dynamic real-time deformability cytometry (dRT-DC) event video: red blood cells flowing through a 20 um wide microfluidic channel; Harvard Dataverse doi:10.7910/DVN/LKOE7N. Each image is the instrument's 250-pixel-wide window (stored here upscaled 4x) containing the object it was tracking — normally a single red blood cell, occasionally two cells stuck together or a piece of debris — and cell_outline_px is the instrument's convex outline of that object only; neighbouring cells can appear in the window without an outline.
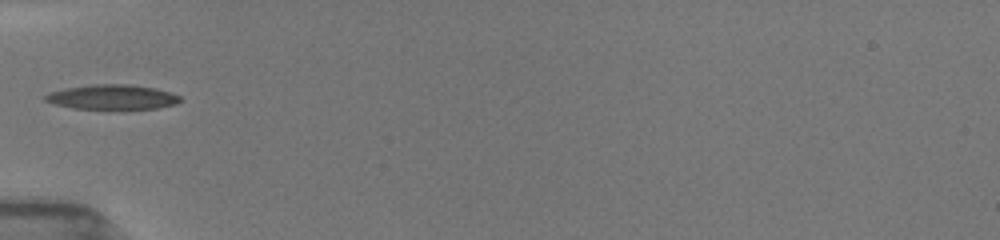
{"species": "common noctule bat (a hibernating species)", "species_latin": "Nyctalus noctula", "temperature_condition": "room temperature", "stored_images_in_passage": 15, "camera_frame_rate_fps": 3000, "um_per_image_px": 0.085, "animal": {"sex": "female", "body_mass_g": 19.5, "forearm_length_mm": 54.1}, "frame": {"image": 1, "passage_image": 1, "time_ms": 0.0, "image_size_px": [1000, 240], "cell_outline_px": [[180, 100], [176, 104], [156, 108], [108, 112], [72, 108], [56, 104], [44, 100], [44, 96], [52, 92], [64, 88], [92, 84], [132, 84], [156, 88], [180, 96]], "centroid_in_image_um": [9.54, 8.29], "position_along_channel_um": 75.5, "area_um2": 20.35}}
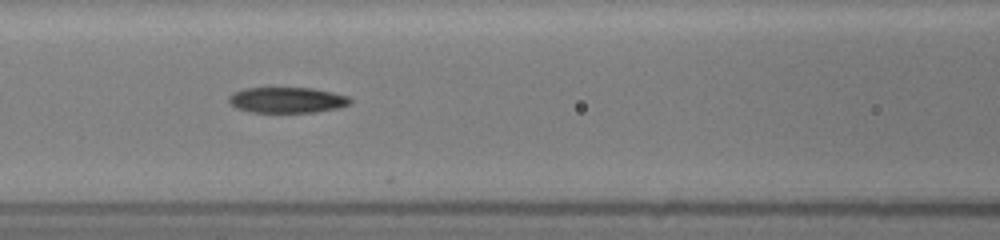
{"frame": {"image": 2, "passage_image": 10, "time_ms": 1.667, "image_size_px": [1000, 240], "cell_outline_px": [[352, 100], [348, 104], [340, 108], [316, 112], [252, 112], [236, 108], [228, 104], [228, 96], [232, 92], [244, 88], [312, 88], [332, 92], [348, 96]], "centroid_in_image_um": [24.36, 8.5], "position_along_channel_um": 142.2, "area_um2": 18.32}}